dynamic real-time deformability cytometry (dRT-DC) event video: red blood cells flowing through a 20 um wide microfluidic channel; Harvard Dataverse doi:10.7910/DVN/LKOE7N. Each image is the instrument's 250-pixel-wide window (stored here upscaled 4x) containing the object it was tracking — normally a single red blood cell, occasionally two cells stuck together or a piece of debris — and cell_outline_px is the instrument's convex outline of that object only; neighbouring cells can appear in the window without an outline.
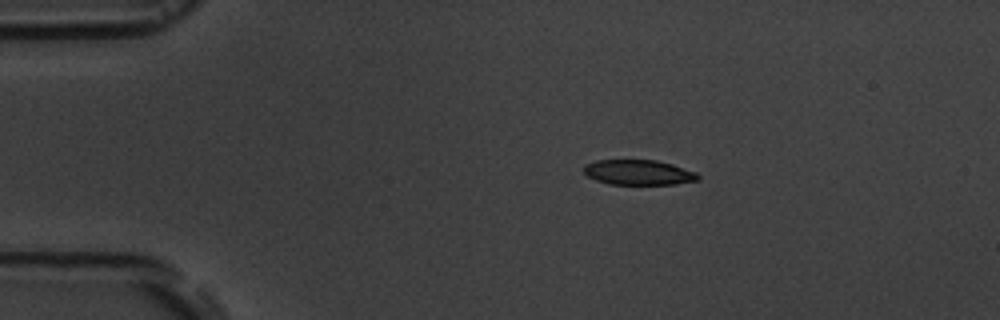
{"species": "common noctule bat (a hibernating species)", "species_latin": "Nyctalus noctula", "temperature_condition": "room temperature", "stored_images_in_passage": 4, "camera_frame_rate_fps": 3000, "um_per_image_px": 0.085, "animal": {"sex": "male", "body_mass_g": 19.5, "forearm_length_mm": 54.6}, "frame": {"image": 1, "passage_image": 2, "time_ms": 1.333, "image_size_px": [1000, 320], "cell_outline_px": [[700, 180], [672, 184], [608, 184], [596, 180], [588, 176], [584, 172], [584, 164], [596, 160], [656, 160], [672, 164], [696, 172], [700, 176]], "centroid_in_image_um": [54.27, 14.65], "position_along_channel_um": 30.7, "area_um2": 16.7}}